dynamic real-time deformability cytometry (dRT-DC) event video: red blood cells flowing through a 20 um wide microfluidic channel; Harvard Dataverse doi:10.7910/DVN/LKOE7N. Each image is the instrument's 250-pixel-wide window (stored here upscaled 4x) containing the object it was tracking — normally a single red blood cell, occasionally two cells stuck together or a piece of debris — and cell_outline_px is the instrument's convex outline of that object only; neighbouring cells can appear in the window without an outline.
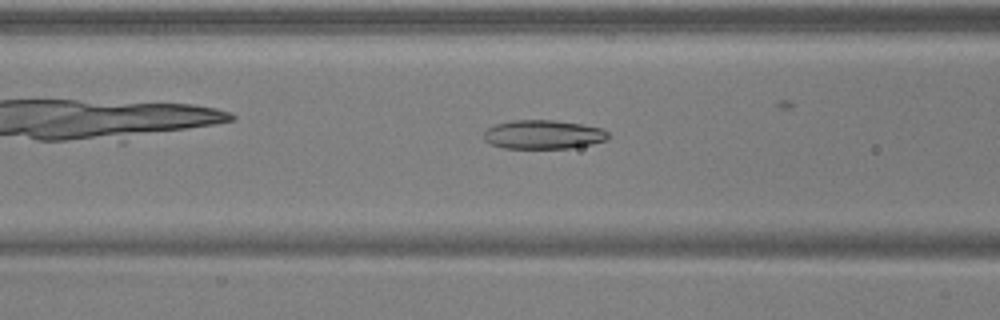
{"species": "common noctule bat (a hibernating species)", "species_latin": "Nyctalus noctula", "temperature_condition": "warm", "stored_images_in_passage": 34, "camera_frame_rate_fps": 3000, "um_per_image_px": 0.085, "animal": {"sex": "male", "body_mass_g": 17.9, "forearm_length_mm": 54.2}, "frame": {"image": 1, "passage_image": 13, "time_ms": 4.0, "image_size_px": [1000, 320], "cell_outline_px": [[608, 140], [592, 144], [568, 148], [504, 148], [492, 144], [484, 140], [484, 132], [488, 128], [496, 124], [516, 120], [552, 120], [580, 124], [604, 128], [608, 132]], "centroid_in_image_um": [46.21, 11.44], "position_along_channel_um": 120.4, "area_um2": 20.87}}
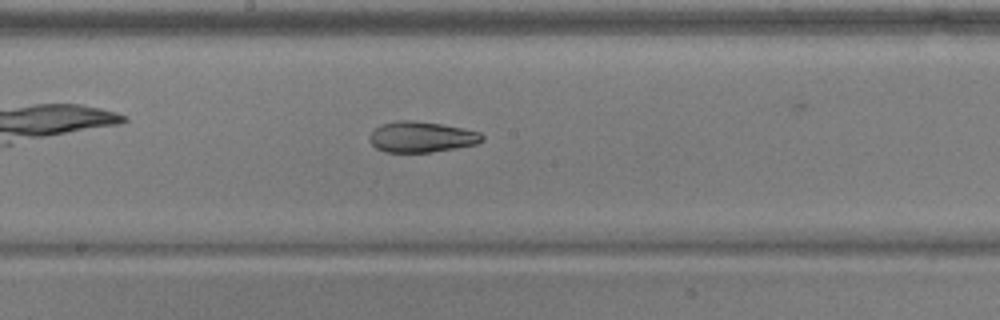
{"frame": {"image": 2, "passage_image": 20, "time_ms": 6.333, "image_size_px": [1000, 320], "cell_outline_px": [[484, 140], [476, 144], [432, 152], [384, 152], [376, 148], [368, 140], [368, 136], [380, 124], [396, 120], [412, 120], [440, 124], [480, 132], [484, 136]], "centroid_in_image_um": [35.78, 11.64], "position_along_channel_um": 212.4, "area_um2": 20.17}}
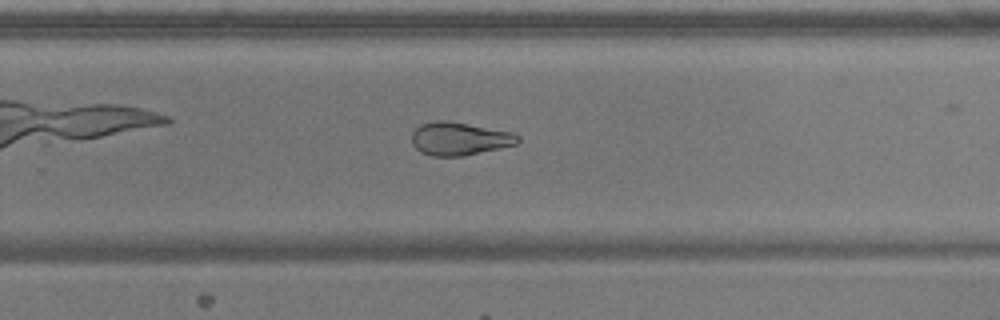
{"frame": {"image": 3, "passage_image": 26, "time_ms": 8.333, "image_size_px": [1000, 320], "cell_outline_px": [[520, 140], [516, 144], [500, 148], [464, 156], [432, 156], [420, 152], [412, 144], [412, 132], [420, 124], [436, 120], [448, 120], [512, 132], [520, 136]], "centroid_in_image_um": [39.04, 11.79], "position_along_channel_um": 290.8, "area_um2": 20.58}}